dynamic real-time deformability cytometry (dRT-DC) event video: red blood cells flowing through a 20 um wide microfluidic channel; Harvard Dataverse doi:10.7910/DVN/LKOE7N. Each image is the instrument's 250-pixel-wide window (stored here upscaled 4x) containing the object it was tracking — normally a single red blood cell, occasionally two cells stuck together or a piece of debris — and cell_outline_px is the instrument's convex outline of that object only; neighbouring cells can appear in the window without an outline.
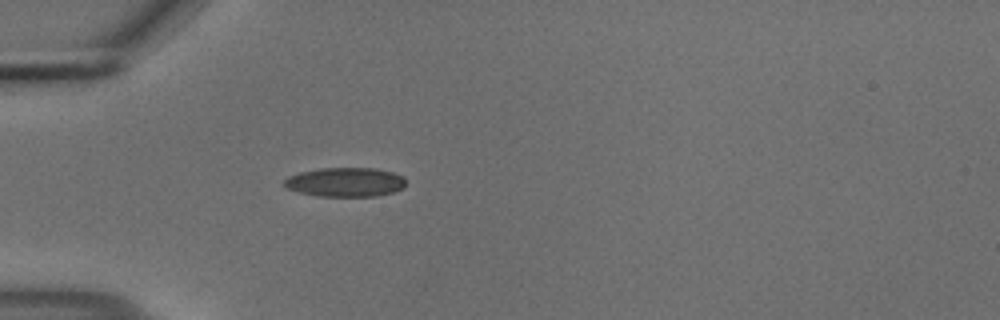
{"species": "common noctule bat (a hibernating species)", "species_latin": "Nyctalus noctula", "temperature_condition": "cold", "stored_images_in_passage": 39, "camera_frame_rate_fps": 3000, "um_per_image_px": 0.085, "animal": {"sex": "male", "body_mass_g": 18.8}, "frame": {"image": 1, "passage_image": 1, "time_ms": 0.0, "image_size_px": [1000, 320], "cell_outline_px": [[404, 188], [392, 192], [376, 196], [316, 196], [300, 192], [288, 188], [284, 184], [284, 180], [288, 176], [300, 172], [320, 168], [372, 168], [392, 172], [404, 176]], "centroid_in_image_um": [29.35, 15.48], "position_along_channel_um": 55.6, "area_um2": 20.58}}
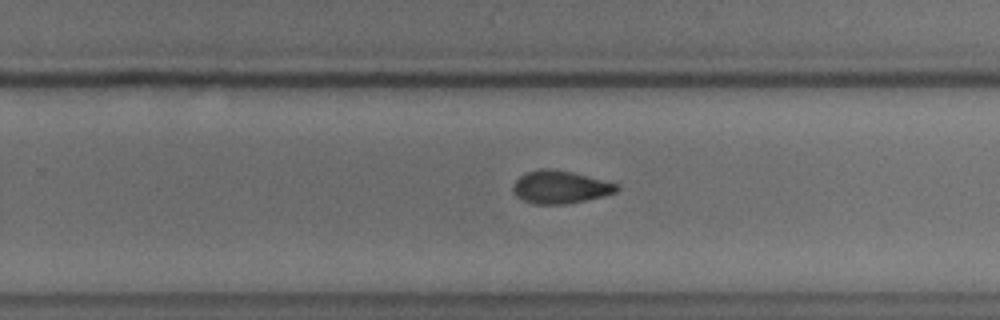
{"frame": {"image": 2, "passage_image": 20, "time_ms": 6.333, "image_size_px": [1000, 320], "cell_outline_px": [[620, 188], [616, 192], [568, 204], [532, 204], [516, 196], [512, 192], [512, 188], [516, 180], [520, 176], [528, 172], [540, 168], [548, 168], [572, 172], [616, 184]], "centroid_in_image_um": [47.56, 15.9], "position_along_channel_um": 282.2, "area_um2": 19.54}}
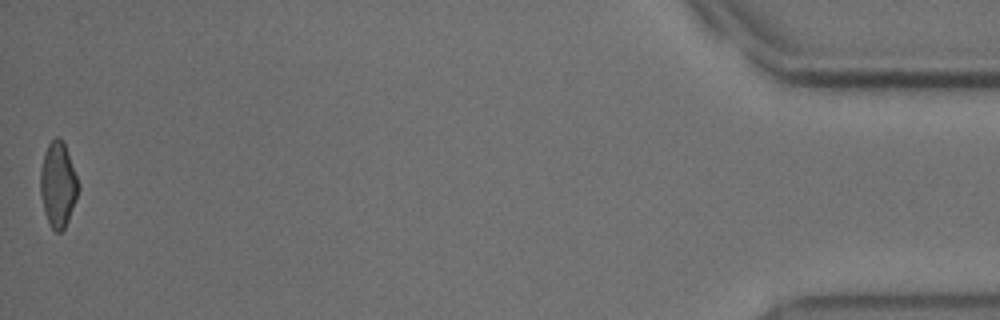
{"frame": {"image": 3, "passage_image": 39, "time_ms": 12.667, "image_size_px": [1000, 320], "cell_outline_px": [[80, 188], [68, 220], [64, 228], [60, 232], [56, 232], [48, 224], [44, 212], [40, 196], [40, 172], [44, 152], [48, 144], [56, 136], [60, 136], [64, 140], [80, 184]], "centroid_in_image_um": [4.93, 15.66], "position_along_channel_um": 430.3, "area_um2": 19.19}, "authors_computed_cell_mechanics": {"area_um2": 19.652, "velocity_mm_per_s": 3.7154, "shape_relaxation_time_tau1_ms": 8.934, "shape_relaxation_time_tau2_ms": 5.9846, "deformation_change_tau1": 0.1813, "deformation_change_tau2": 0.1062}}